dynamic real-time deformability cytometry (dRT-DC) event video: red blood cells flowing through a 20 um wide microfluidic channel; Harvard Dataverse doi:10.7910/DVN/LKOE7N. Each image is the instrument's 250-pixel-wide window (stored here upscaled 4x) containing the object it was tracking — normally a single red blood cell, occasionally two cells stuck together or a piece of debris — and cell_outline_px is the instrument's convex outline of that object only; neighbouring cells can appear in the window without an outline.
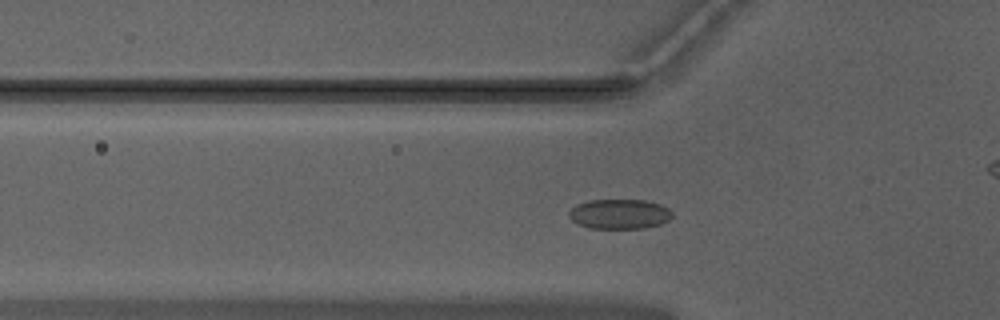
{"species": "Egyptian fruit bat (a non-hibernating species)", "species_latin": "Rousettus aegyptiacus", "temperature_condition": "warm", "stored_images_in_passage": 53, "camera_frame_rate_fps": 3000, "um_per_image_px": 0.085, "animal": {"sex": "male"}, "frame": {"image": 1, "passage_image": 17, "time_ms": 5.333, "image_size_px": [1000, 320], "cell_outline_px": [[672, 216], [668, 220], [660, 224], [644, 228], [588, 228], [576, 224], [568, 216], [568, 212], [576, 204], [588, 200], [644, 200], [660, 204], [668, 208], [672, 212]], "centroid_in_image_um": [52.62, 18.19], "position_along_channel_um": 73.2, "area_um2": 18.03}}
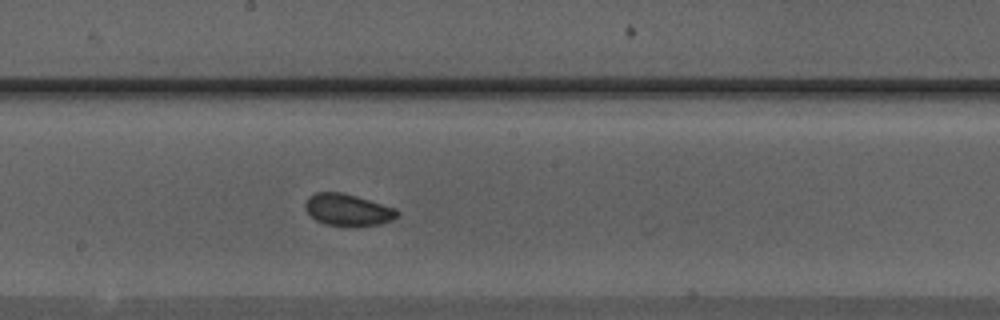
{"frame": {"image": 2, "passage_image": 28, "time_ms": 9.0, "image_size_px": [1000, 320], "cell_outline_px": [[400, 212], [392, 220], [380, 224], [356, 228], [348, 228], [324, 224], [316, 220], [304, 208], [304, 204], [308, 196], [316, 192], [344, 192], [396, 208]], "centroid_in_image_um": [29.56, 17.86], "position_along_channel_um": 218.6, "area_um2": 17.63}}
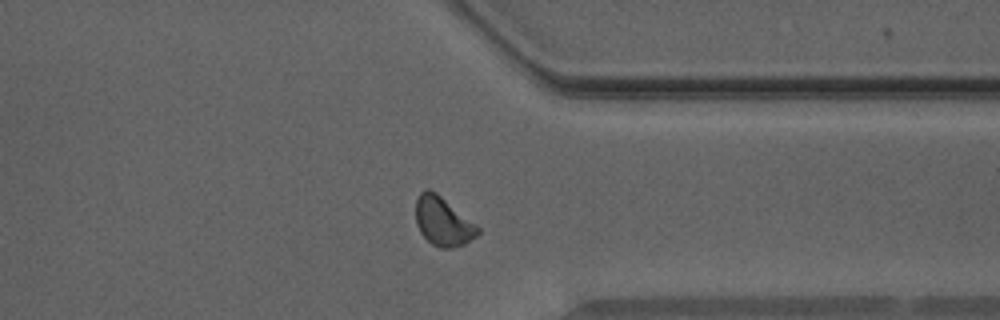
{"frame": {"image": 3, "passage_image": 40, "time_ms": 13.0, "image_size_px": [1000, 320], "cell_outline_px": [[480, 232], [476, 236], [464, 244], [452, 248], [440, 248], [432, 244], [420, 232], [416, 224], [416, 200], [420, 192], [424, 188], [428, 188], [436, 192], [476, 224], [480, 228]], "centroid_in_image_um": [37.64, 18.81], "position_along_channel_um": 373.8, "area_um2": 17.63}, "authors_computed_cell_mechanics": {"area_um2": 17.4556, "velocity_mm_per_s": 3.9537, "shape_relaxation_time_tau1_ms": 1.6936, "shape_relaxation_time_tau2_ms": 7.433, "deformation_change_tau1": 0.0513, "deformation_change_tau2": 0.1053}}